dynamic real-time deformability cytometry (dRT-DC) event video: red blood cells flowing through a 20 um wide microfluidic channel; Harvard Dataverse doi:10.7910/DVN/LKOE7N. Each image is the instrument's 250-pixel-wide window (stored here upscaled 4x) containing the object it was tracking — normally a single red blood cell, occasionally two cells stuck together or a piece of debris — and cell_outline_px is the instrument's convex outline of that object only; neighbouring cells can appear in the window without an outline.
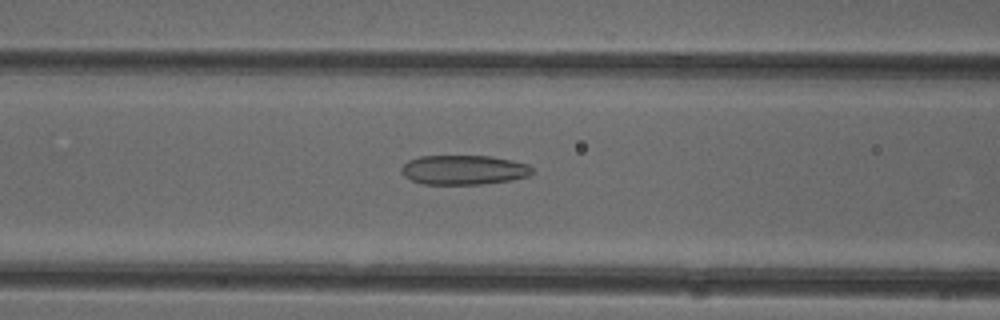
{"species": "common noctule bat (a hibernating species)", "species_latin": "Nyctalus noctula", "temperature_condition": "cold", "stored_images_in_passage": 45, "camera_frame_rate_fps": 3000, "um_per_image_px": 0.085, "animal": {"sex": "female"}, "frame": {"image": 1, "passage_image": 21, "time_ms": 6.667, "image_size_px": [1000, 320], "cell_outline_px": [[532, 172], [528, 176], [512, 180], [480, 184], [424, 184], [412, 180], [404, 176], [400, 172], [400, 168], [408, 160], [420, 156], [492, 156], [512, 160], [528, 164], [532, 168]], "centroid_in_image_um": [39.4, 14.43], "position_along_channel_um": 127.2, "area_um2": 22.54}}
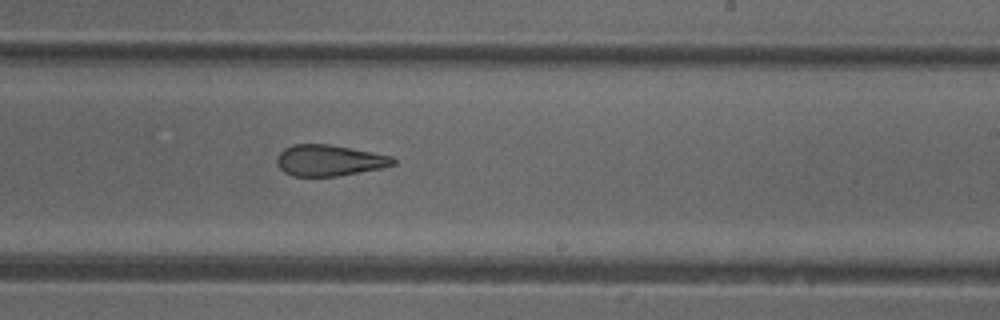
{"frame": {"image": 2, "passage_image": 31, "time_ms": 10.0, "image_size_px": [1000, 320], "cell_outline_px": [[396, 164], [380, 168], [340, 176], [292, 176], [284, 172], [280, 168], [276, 160], [276, 156], [284, 148], [292, 144], [328, 144], [392, 156], [396, 160]], "centroid_in_image_um": [27.96, 13.63], "position_along_channel_um": 261.0, "area_um2": 21.04}}
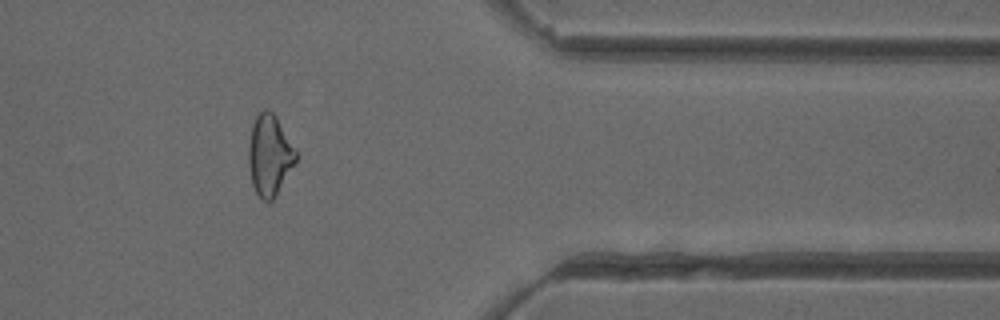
{"frame": {"image": 3, "passage_image": 42, "time_ms": 13.667, "image_size_px": [1000, 320], "cell_outline_px": [[300, 156], [272, 200], [268, 204], [256, 192], [252, 184], [248, 164], [248, 148], [252, 124], [256, 116], [264, 108], [268, 108], [276, 116]], "centroid_in_image_um": [22.92, 13.17], "position_along_channel_um": 388.5, "area_um2": 22.43}, "authors_computed_cell_mechanics": {"area_um2": 22.8888, "velocity_mm_per_s": 4.0202, "shape_relaxation_time_tau1_ms": null, "shape_relaxation_time_tau2_ms": 3.28, "deformation_change_tau1": null, "deformation_change_tau2": 0.1391}}